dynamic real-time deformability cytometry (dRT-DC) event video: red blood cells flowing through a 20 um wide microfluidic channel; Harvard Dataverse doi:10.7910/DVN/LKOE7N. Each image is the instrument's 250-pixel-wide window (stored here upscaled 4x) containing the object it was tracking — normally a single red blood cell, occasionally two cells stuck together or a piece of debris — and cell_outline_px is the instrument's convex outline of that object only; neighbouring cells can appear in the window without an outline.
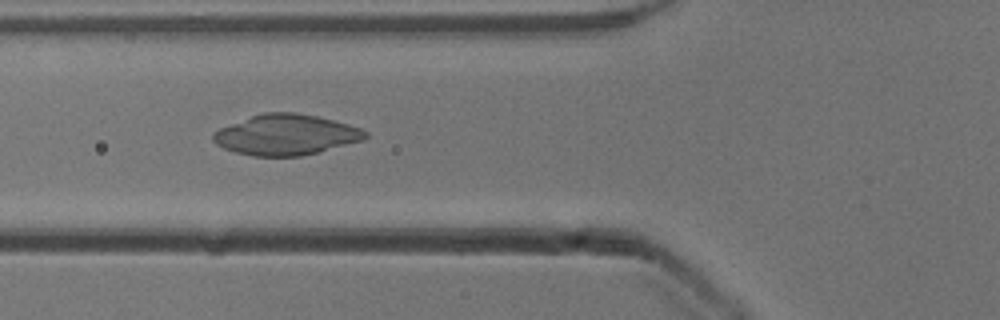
{"species": "common noctule bat (a hibernating species)", "species_latin": "Nyctalus noctula", "temperature_condition": "cold", "stored_images_in_passage": 52, "camera_frame_rate_fps": 3000, "um_per_image_px": 0.085, "animal": {"sex": "male", "body_mass_g": 13.3}, "frame": {"image": 1, "passage_image": 19, "time_ms": 6.0, "image_size_px": [1000, 320], "cell_outline_px": [[368, 136], [364, 140], [320, 152], [300, 156], [252, 156], [236, 152], [224, 148], [216, 144], [212, 140], [212, 132], [220, 128], [252, 116], [264, 112], [296, 112], [316, 116], [348, 124], [360, 128], [368, 132]], "centroid_in_image_um": [24.32, 11.46], "position_along_channel_um": 101.5, "area_um2": 35.95}}
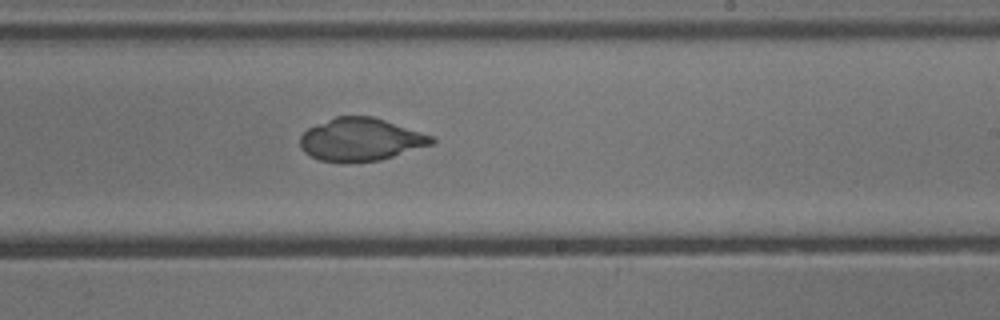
{"frame": {"image": 2, "passage_image": 31, "time_ms": 10.0, "image_size_px": [1000, 320], "cell_outline_px": [[436, 140], [432, 144], [380, 160], [320, 160], [304, 152], [300, 148], [300, 136], [308, 128], [316, 124], [336, 116], [372, 116], [432, 136]], "centroid_in_image_um": [30.63, 11.83], "position_along_channel_um": 258.4, "area_um2": 31.91}}
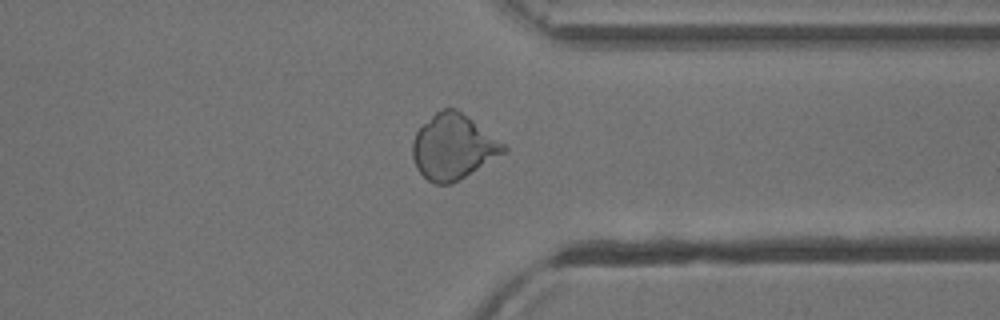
{"frame": {"image": 3, "passage_image": 40, "time_ms": 13.0, "image_size_px": [1000, 320], "cell_outline_px": [[508, 148], [504, 152], [464, 176], [448, 184], [436, 184], [428, 180], [420, 172], [412, 156], [412, 140], [416, 132], [436, 112], [444, 108], [456, 108], [504, 144]], "centroid_in_image_um": [38.47, 12.47], "position_along_channel_um": 372.9, "area_um2": 33.47}}